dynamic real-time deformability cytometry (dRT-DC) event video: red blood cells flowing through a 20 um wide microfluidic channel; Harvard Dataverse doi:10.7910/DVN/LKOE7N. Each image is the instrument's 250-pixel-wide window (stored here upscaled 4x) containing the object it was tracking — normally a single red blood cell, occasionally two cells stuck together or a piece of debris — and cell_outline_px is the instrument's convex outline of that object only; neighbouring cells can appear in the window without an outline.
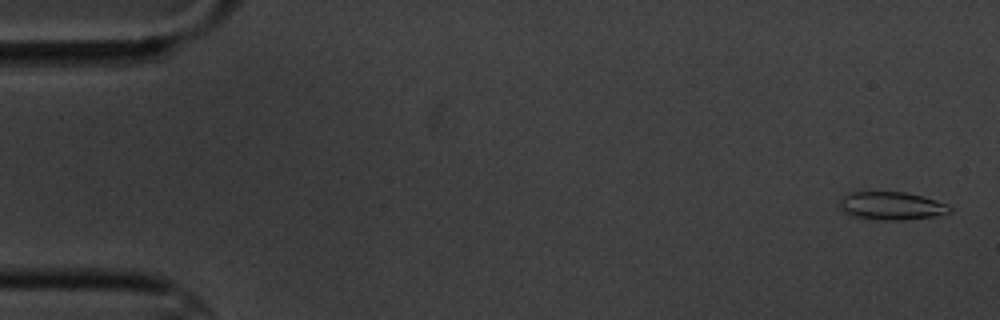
{"species": "common noctule bat (a hibernating species)", "species_latin": "Nyctalus noctula", "temperature_condition": "cold", "stored_images_in_passage": 12, "camera_frame_rate_fps": 3000, "um_per_image_px": 0.085, "animal": {"sex": "male", "body_mass_g": 20.1, "forearm_length_mm": 53.5}, "frame": {"image": 1, "passage_image": 1, "time_ms": 0.0, "image_size_px": [1000, 320], "cell_outline_px": [[952, 212], [940, 216], [904, 220], [884, 220], [852, 216], [844, 212], [840, 208], [840, 200], [848, 192], [904, 192], [936, 200], [948, 204], [952, 208]], "centroid_in_image_um": [75.82, 17.51], "position_along_channel_um": 9.2, "area_um2": 18.09}}
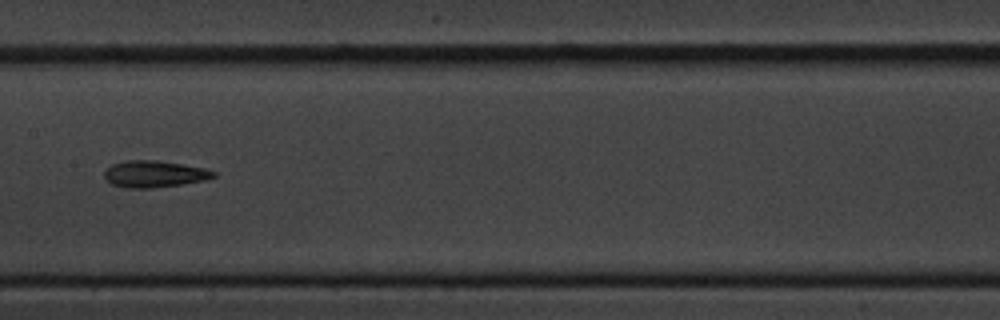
{"frame": {"image": 2, "passage_image": 8, "time_ms": 9.0, "image_size_px": [1000, 320], "cell_outline_px": [[216, 176], [204, 180], [180, 184], [152, 188], [128, 188], [112, 184], [104, 176], [104, 172], [112, 164], [124, 160], [156, 160], [204, 168], [216, 172]], "centroid_in_image_um": [13.1, 14.78], "position_along_channel_um": 194.3, "area_um2": 16.76}}
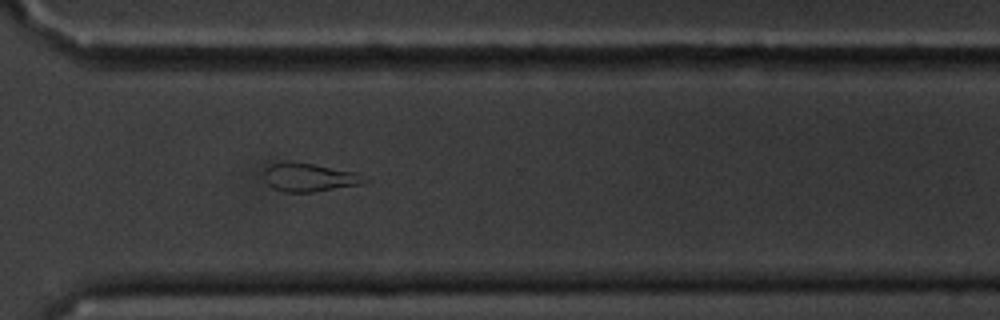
{"frame": {"image": 3, "passage_image": 12, "time_ms": 13.333, "image_size_px": [1000, 320], "cell_outline_px": [[368, 180], [360, 184], [312, 192], [284, 192], [272, 188], [268, 184], [264, 172], [264, 168], [272, 164], [312, 164], [356, 172], [368, 176]], "centroid_in_image_um": [26.34, 15.11], "position_along_channel_um": 344.3, "area_um2": 16.07}}